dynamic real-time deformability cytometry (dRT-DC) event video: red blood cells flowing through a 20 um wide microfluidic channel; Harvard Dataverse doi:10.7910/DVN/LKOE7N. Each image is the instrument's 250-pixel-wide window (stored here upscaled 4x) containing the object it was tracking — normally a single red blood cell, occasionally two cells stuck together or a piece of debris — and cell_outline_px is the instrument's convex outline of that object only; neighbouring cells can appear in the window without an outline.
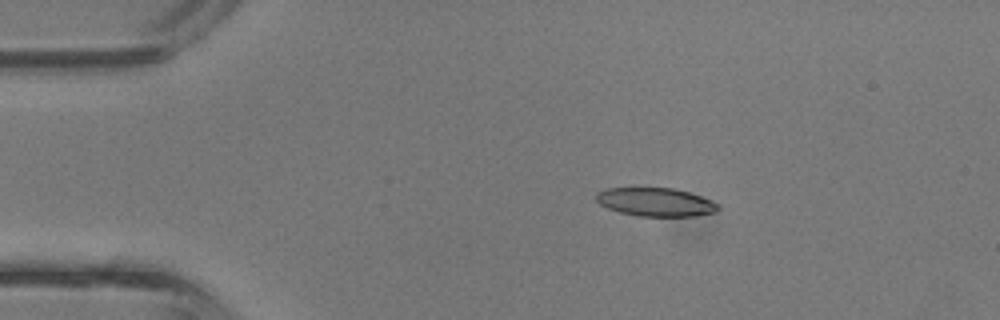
{"species": "common noctule bat (a hibernating species)", "species_latin": "Nyctalus noctula", "temperature_condition": "room temperature", "stored_images_in_passage": 3, "camera_frame_rate_fps": 3000, "um_per_image_px": 0.085, "animal": {"sex": "male", "body_mass_g": 13.3}, "frame": {"image": 1, "passage_image": 2, "time_ms": 0.333, "image_size_px": [1000, 320], "cell_outline_px": [[720, 208], [716, 212], [696, 216], [640, 216], [620, 212], [608, 208], [600, 204], [596, 200], [596, 192], [604, 188], [672, 188], [688, 192], [700, 196], [720, 204]], "centroid_in_image_um": [55.73, 17.17], "position_along_channel_um": 29.3, "area_um2": 20.23}}